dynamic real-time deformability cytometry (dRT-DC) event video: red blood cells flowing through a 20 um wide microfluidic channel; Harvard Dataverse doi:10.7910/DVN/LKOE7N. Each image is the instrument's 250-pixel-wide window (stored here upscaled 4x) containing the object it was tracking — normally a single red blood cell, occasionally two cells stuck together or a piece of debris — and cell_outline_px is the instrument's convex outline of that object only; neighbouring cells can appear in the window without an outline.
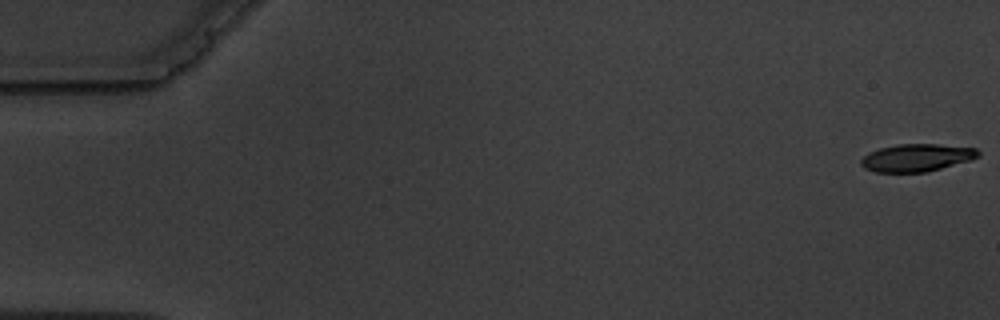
{"species": "common noctule bat (a hibernating species)", "species_latin": "Nyctalus noctula", "temperature_condition": "warm", "stored_images_in_passage": 5, "camera_frame_rate_fps": 3000, "um_per_image_px": 0.085, "animal": {"sex": "male", "body_mass_g": 19.5, "forearm_length_mm": 54.6}, "frame": {"image": 1, "passage_image": 5, "time_ms": 7.667, "image_size_px": [1000, 320], "cell_outline_px": [[980, 156], [972, 160], [928, 172], [876, 172], [864, 168], [860, 164], [860, 160], [868, 152], [880, 148], [896, 144], [940, 144], [976, 148], [980, 152]], "centroid_in_image_um": [77.94, 13.4], "position_along_channel_um": 7.1, "area_um2": 19.07}}